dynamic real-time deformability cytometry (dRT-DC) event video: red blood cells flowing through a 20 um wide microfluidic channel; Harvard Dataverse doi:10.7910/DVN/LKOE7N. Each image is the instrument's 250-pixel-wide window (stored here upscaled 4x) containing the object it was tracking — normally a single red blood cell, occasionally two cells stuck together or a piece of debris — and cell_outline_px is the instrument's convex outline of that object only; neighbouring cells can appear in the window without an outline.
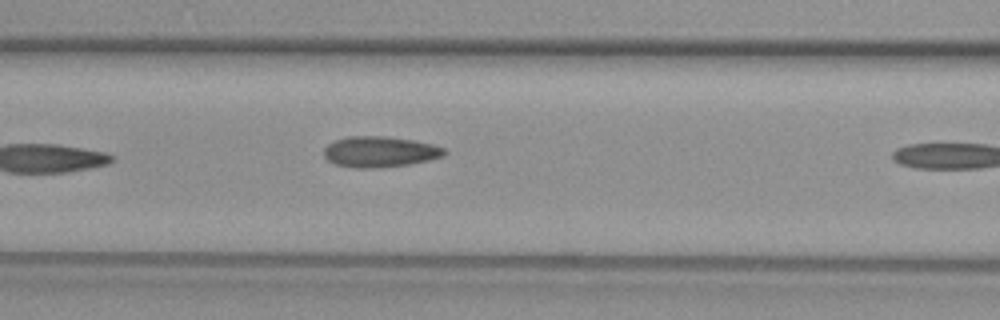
{"species": "common noctule bat (a hibernating species)", "species_latin": "Nyctalus noctula", "temperature_condition": "warm", "stored_images_in_passage": 6, "camera_frame_rate_fps": 3000, "um_per_image_px": 0.085, "animal": {"sex": "female", "body_mass_g": 29.2, "forearm_length_mm": 56.3}, "frame": {"image": 1, "passage_image": 5, "time_ms": 5.667, "image_size_px": [1000, 320], "cell_outline_px": [[448, 152], [444, 156], [428, 160], [408, 164], [380, 168], [352, 168], [336, 164], [328, 160], [324, 156], [324, 148], [328, 144], [336, 140], [348, 136], [384, 136], [412, 140], [432, 144], [444, 148]], "centroid_in_image_um": [32.28, 12.9], "position_along_channel_um": 134.3, "area_um2": 21.62}}